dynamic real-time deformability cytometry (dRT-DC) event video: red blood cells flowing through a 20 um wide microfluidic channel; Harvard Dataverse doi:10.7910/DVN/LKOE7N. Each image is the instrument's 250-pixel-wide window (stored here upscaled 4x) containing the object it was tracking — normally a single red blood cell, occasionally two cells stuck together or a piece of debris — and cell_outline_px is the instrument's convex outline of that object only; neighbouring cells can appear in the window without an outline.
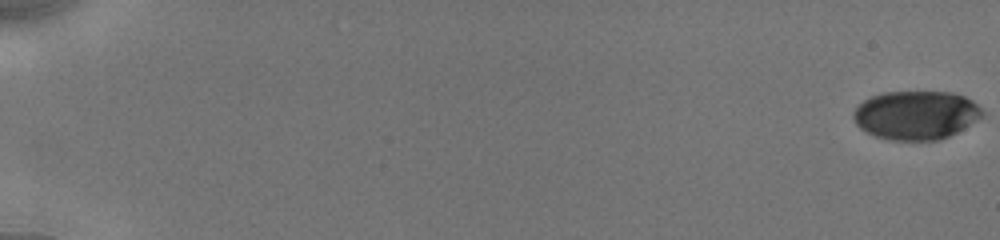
{"species": "human", "species_latin": "Homo sapiens", "temperature_condition": "cold", "stored_images_in_passage": 16, "camera_frame_rate_fps": 3000, "um_per_image_px": 0.085, "donor": {"sex": "male"}, "frame": {"image": 1, "passage_image": 1, "time_ms": 0.0, "image_size_px": [1000, 240], "cell_outline_px": [[984, 116], [964, 128], [940, 140], [888, 140], [876, 136], [860, 128], [856, 124], [852, 116], [852, 112], [864, 100], [872, 96], [884, 92], [952, 92], [964, 96], [972, 100], [984, 112]], "centroid_in_image_um": [77.86, 9.78], "position_along_channel_um": 7.1, "area_um2": 36.59}}
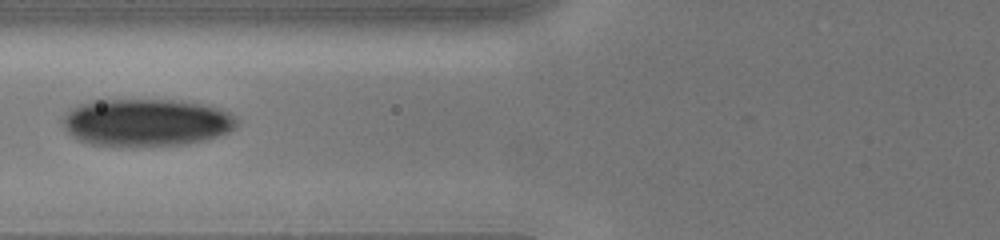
{"frame": {"image": 2, "passage_image": 14, "time_ms": 8.0, "image_size_px": [1000, 240], "cell_outline_px": [[236, 124], [228, 132], [204, 140], [188, 144], [120, 148], [88, 144], [76, 140], [64, 128], [64, 116], [72, 108], [80, 104], [92, 100], [180, 100], [208, 104], [228, 112], [236, 120]], "centroid_in_image_um": [12.39, 10.43], "position_along_channel_um": 113.4, "area_um2": 48.84}}
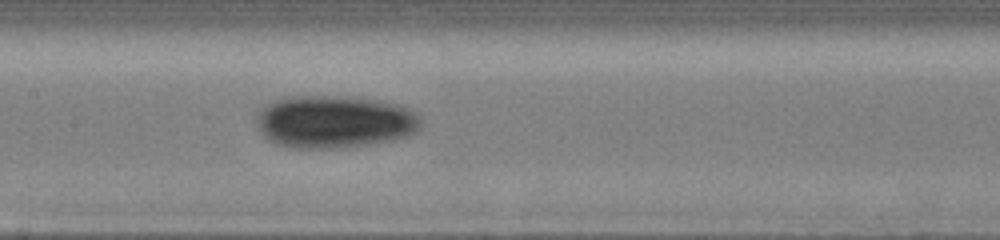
{"frame": {"image": 3, "passage_image": 16, "time_ms": 9.667, "image_size_px": [1000, 240], "cell_outline_px": [[420, 128], [416, 132], [408, 136], [392, 140], [368, 144], [332, 148], [292, 148], [276, 144], [264, 136], [260, 132], [256, 124], [256, 116], [260, 108], [272, 100], [288, 96], [352, 96], [384, 100], [400, 104], [408, 108], [420, 116]], "centroid_in_image_um": [28.42, 10.32], "position_along_channel_um": 179.0, "area_um2": 51.15}}